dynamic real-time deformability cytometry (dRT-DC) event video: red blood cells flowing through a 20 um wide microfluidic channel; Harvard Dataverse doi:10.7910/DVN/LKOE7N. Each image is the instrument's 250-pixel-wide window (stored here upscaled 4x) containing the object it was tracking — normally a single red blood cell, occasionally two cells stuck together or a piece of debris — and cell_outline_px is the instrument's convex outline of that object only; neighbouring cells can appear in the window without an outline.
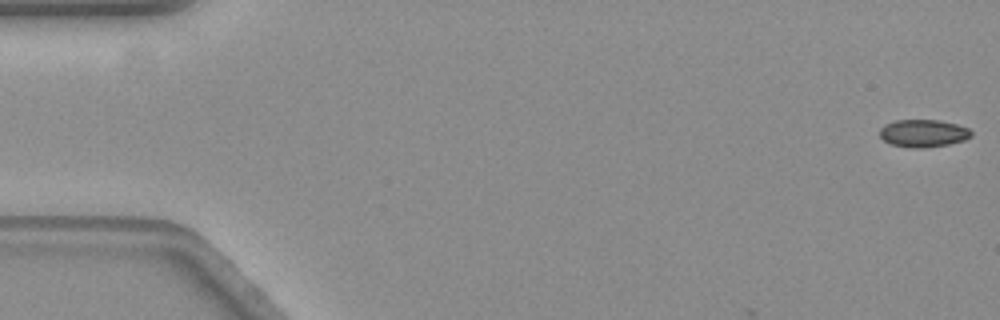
{"species": "common noctule bat (a hibernating species)", "species_latin": "Nyctalus noctula", "temperature_condition": "warm", "stored_images_in_passage": 7, "camera_frame_rate_fps": 3000, "um_per_image_px": 0.085, "animal": {"sex": "female", "body_mass_g": 19.3, "forearm_length_mm": 54.1}, "frame": {"image": 1, "passage_image": 1, "time_ms": 0.0, "image_size_px": [1000, 320], "cell_outline_px": [[972, 136], [964, 140], [948, 144], [920, 148], [912, 148], [892, 144], [884, 140], [880, 136], [880, 128], [884, 124], [896, 120], [936, 120], [956, 124], [968, 128], [972, 132]], "centroid_in_image_um": [78.47, 11.32], "position_along_channel_um": 6.5, "area_um2": 14.57}}